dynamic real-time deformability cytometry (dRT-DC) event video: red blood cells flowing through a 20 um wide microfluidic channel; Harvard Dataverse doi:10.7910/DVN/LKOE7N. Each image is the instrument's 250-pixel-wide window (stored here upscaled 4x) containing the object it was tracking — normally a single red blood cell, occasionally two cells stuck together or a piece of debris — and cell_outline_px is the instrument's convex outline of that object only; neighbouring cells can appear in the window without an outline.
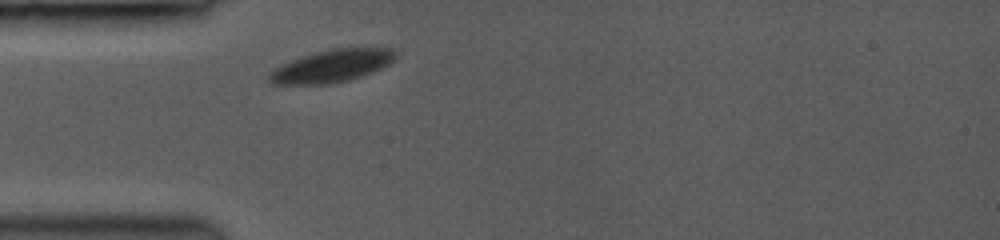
{"species": "common noctule bat (a hibernating species)", "species_latin": "Nyctalus noctula", "temperature_condition": "room temperature", "stored_images_in_passage": 40, "camera_frame_rate_fps": 3500, "um_per_image_px": 0.085, "animal": {"sex": "female", "body_mass_g": 19.0, "forearm_length_mm": 53.3}, "frame": {"image": 1, "passage_image": 1, "time_ms": 0.0, "image_size_px": [1000, 240], "cell_outline_px": [[392, 60], [388, 64], [372, 72], [348, 80], [328, 84], [276, 84], [268, 80], [268, 76], [276, 68], [292, 60], [328, 48], [372, 44], [392, 48]], "centroid_in_image_um": [28.28, 5.55], "position_along_channel_um": 56.7, "area_um2": 24.1}}
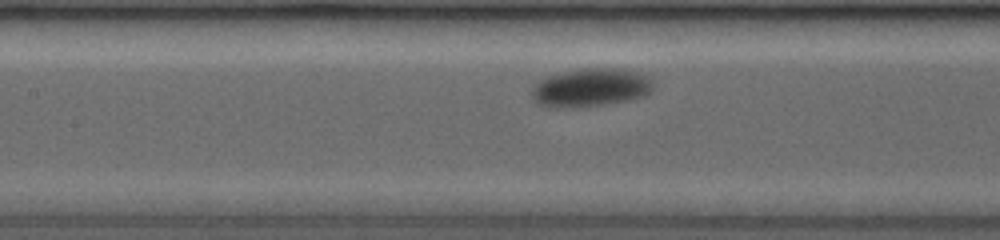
{"frame": {"image": 2, "passage_image": 12, "time_ms": 2.857, "image_size_px": [1000, 240], "cell_outline_px": [[652, 88], [648, 92], [640, 96], [620, 100], [596, 104], [544, 104], [536, 100], [532, 92], [532, 88], [540, 80], [548, 76], [580, 68], [624, 68], [636, 72], [652, 80]], "centroid_in_image_um": [50.25, 7.35], "position_along_channel_um": 157.1, "area_um2": 25.14}}
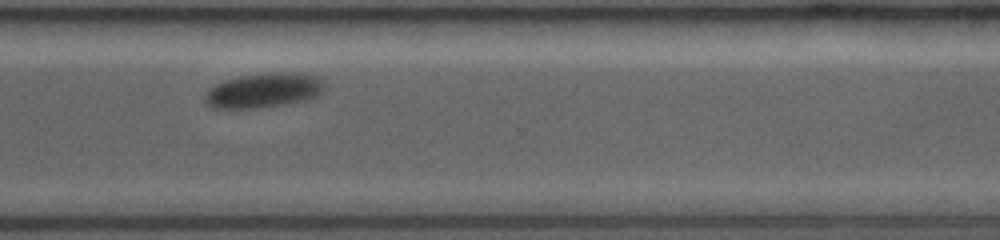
{"frame": {"image": 3, "passage_image": 39, "time_ms": 8.0, "image_size_px": [1000, 240], "cell_outline_px": [[328, 88], [320, 96], [308, 100], [268, 108], [212, 108], [204, 100], [204, 92], [208, 88], [216, 84], [228, 80], [244, 76], [312, 76], [320, 80]], "centroid_in_image_um": [22.38, 7.79], "position_along_channel_um": 348.2, "area_um2": 23.18}}